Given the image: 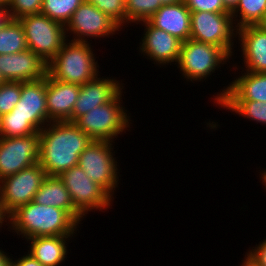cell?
I'll return each mask as SVG.
<instances>
[{"mask_svg":"<svg viewBox=\"0 0 266 266\" xmlns=\"http://www.w3.org/2000/svg\"><path fill=\"white\" fill-rule=\"evenodd\" d=\"M39 164L49 176L78 165L81 152L93 141L75 123L50 122L40 131Z\"/></svg>","mask_w":266,"mask_h":266,"instance_id":"obj_1","label":"cell"},{"mask_svg":"<svg viewBox=\"0 0 266 266\" xmlns=\"http://www.w3.org/2000/svg\"><path fill=\"white\" fill-rule=\"evenodd\" d=\"M5 225L26 240L35 237L73 236L79 227V223L66 210L34 201L12 212Z\"/></svg>","mask_w":266,"mask_h":266,"instance_id":"obj_2","label":"cell"},{"mask_svg":"<svg viewBox=\"0 0 266 266\" xmlns=\"http://www.w3.org/2000/svg\"><path fill=\"white\" fill-rule=\"evenodd\" d=\"M91 46L90 42L67 39L47 64V74L55 80L79 85L93 80L100 71Z\"/></svg>","mask_w":266,"mask_h":266,"instance_id":"obj_3","label":"cell"},{"mask_svg":"<svg viewBox=\"0 0 266 266\" xmlns=\"http://www.w3.org/2000/svg\"><path fill=\"white\" fill-rule=\"evenodd\" d=\"M123 90L111 101L90 109L74 123L94 141H111L131 128L127 109L122 105ZM124 132V133H123Z\"/></svg>","mask_w":266,"mask_h":266,"instance_id":"obj_4","label":"cell"},{"mask_svg":"<svg viewBox=\"0 0 266 266\" xmlns=\"http://www.w3.org/2000/svg\"><path fill=\"white\" fill-rule=\"evenodd\" d=\"M232 58L223 48L193 39L182 42L177 67L186 81H203Z\"/></svg>","mask_w":266,"mask_h":266,"instance_id":"obj_5","label":"cell"},{"mask_svg":"<svg viewBox=\"0 0 266 266\" xmlns=\"http://www.w3.org/2000/svg\"><path fill=\"white\" fill-rule=\"evenodd\" d=\"M19 22L25 32L28 49L36 53L47 64L55 57L65 41V25L52 20L44 14L21 17Z\"/></svg>","mask_w":266,"mask_h":266,"instance_id":"obj_6","label":"cell"},{"mask_svg":"<svg viewBox=\"0 0 266 266\" xmlns=\"http://www.w3.org/2000/svg\"><path fill=\"white\" fill-rule=\"evenodd\" d=\"M113 149L111 141L93 140L79 155L78 166L84 170L88 178L101 186L114 199L120 170Z\"/></svg>","mask_w":266,"mask_h":266,"instance_id":"obj_7","label":"cell"},{"mask_svg":"<svg viewBox=\"0 0 266 266\" xmlns=\"http://www.w3.org/2000/svg\"><path fill=\"white\" fill-rule=\"evenodd\" d=\"M69 191L74 208L85 218L93 210L103 211L111 208L113 198L97 183L87 177L78 165L59 175Z\"/></svg>","mask_w":266,"mask_h":266,"instance_id":"obj_8","label":"cell"},{"mask_svg":"<svg viewBox=\"0 0 266 266\" xmlns=\"http://www.w3.org/2000/svg\"><path fill=\"white\" fill-rule=\"evenodd\" d=\"M190 38L223 48L231 57L235 54L237 28L231 13L191 12Z\"/></svg>","mask_w":266,"mask_h":266,"instance_id":"obj_9","label":"cell"},{"mask_svg":"<svg viewBox=\"0 0 266 266\" xmlns=\"http://www.w3.org/2000/svg\"><path fill=\"white\" fill-rule=\"evenodd\" d=\"M47 174L38 163L0 180V200L9 216L20 206L33 201Z\"/></svg>","mask_w":266,"mask_h":266,"instance_id":"obj_10","label":"cell"},{"mask_svg":"<svg viewBox=\"0 0 266 266\" xmlns=\"http://www.w3.org/2000/svg\"><path fill=\"white\" fill-rule=\"evenodd\" d=\"M65 29L66 35L73 36L72 41L88 42L89 38H109L122 28L96 6L84 1L73 13Z\"/></svg>","mask_w":266,"mask_h":266,"instance_id":"obj_11","label":"cell"},{"mask_svg":"<svg viewBox=\"0 0 266 266\" xmlns=\"http://www.w3.org/2000/svg\"><path fill=\"white\" fill-rule=\"evenodd\" d=\"M39 132L27 136L0 137V180L39 161Z\"/></svg>","mask_w":266,"mask_h":266,"instance_id":"obj_12","label":"cell"},{"mask_svg":"<svg viewBox=\"0 0 266 266\" xmlns=\"http://www.w3.org/2000/svg\"><path fill=\"white\" fill-rule=\"evenodd\" d=\"M144 26L143 38L139 44V52L146 55L147 59L153 61L156 66L161 65L166 67L172 62H177L180 57L182 41L165 32L152 26L148 21L140 22ZM149 57V58H148Z\"/></svg>","mask_w":266,"mask_h":266,"instance_id":"obj_13","label":"cell"},{"mask_svg":"<svg viewBox=\"0 0 266 266\" xmlns=\"http://www.w3.org/2000/svg\"><path fill=\"white\" fill-rule=\"evenodd\" d=\"M12 116L28 118V121L40 131L51 121L48 119L46 104V77L21 82V98L12 109Z\"/></svg>","mask_w":266,"mask_h":266,"instance_id":"obj_14","label":"cell"},{"mask_svg":"<svg viewBox=\"0 0 266 266\" xmlns=\"http://www.w3.org/2000/svg\"><path fill=\"white\" fill-rule=\"evenodd\" d=\"M0 74L5 81H36L46 77L47 63L30 49L13 54H1Z\"/></svg>","mask_w":266,"mask_h":266,"instance_id":"obj_15","label":"cell"},{"mask_svg":"<svg viewBox=\"0 0 266 266\" xmlns=\"http://www.w3.org/2000/svg\"><path fill=\"white\" fill-rule=\"evenodd\" d=\"M100 77L99 75L93 80L80 85L79 96L71 115V123H74L90 109L113 100L122 89L124 90V83L117 81L116 78L106 77V79L103 76Z\"/></svg>","mask_w":266,"mask_h":266,"instance_id":"obj_16","label":"cell"},{"mask_svg":"<svg viewBox=\"0 0 266 266\" xmlns=\"http://www.w3.org/2000/svg\"><path fill=\"white\" fill-rule=\"evenodd\" d=\"M80 92V85L62 82L46 75V104L51 122H71L73 108Z\"/></svg>","mask_w":266,"mask_h":266,"instance_id":"obj_17","label":"cell"},{"mask_svg":"<svg viewBox=\"0 0 266 266\" xmlns=\"http://www.w3.org/2000/svg\"><path fill=\"white\" fill-rule=\"evenodd\" d=\"M237 37L242 52L241 60L246 67L244 70L254 73L266 72V31L257 25L244 26L237 29Z\"/></svg>","mask_w":266,"mask_h":266,"instance_id":"obj_18","label":"cell"},{"mask_svg":"<svg viewBox=\"0 0 266 266\" xmlns=\"http://www.w3.org/2000/svg\"><path fill=\"white\" fill-rule=\"evenodd\" d=\"M241 71L242 76L234 78L222 92L214 96V103L220 100H251L266 103V72Z\"/></svg>","mask_w":266,"mask_h":266,"instance_id":"obj_19","label":"cell"},{"mask_svg":"<svg viewBox=\"0 0 266 266\" xmlns=\"http://www.w3.org/2000/svg\"><path fill=\"white\" fill-rule=\"evenodd\" d=\"M147 21L182 42L190 39L191 11L184 1L161 6Z\"/></svg>","mask_w":266,"mask_h":266,"instance_id":"obj_20","label":"cell"},{"mask_svg":"<svg viewBox=\"0 0 266 266\" xmlns=\"http://www.w3.org/2000/svg\"><path fill=\"white\" fill-rule=\"evenodd\" d=\"M35 203L66 210L79 224L84 217L74 208L69 191L59 176L47 175L36 192Z\"/></svg>","mask_w":266,"mask_h":266,"instance_id":"obj_21","label":"cell"},{"mask_svg":"<svg viewBox=\"0 0 266 266\" xmlns=\"http://www.w3.org/2000/svg\"><path fill=\"white\" fill-rule=\"evenodd\" d=\"M73 236H49L28 238L30 246L27 250L43 266H59L67 259L66 241ZM67 239V240H66ZM66 258V259H65Z\"/></svg>","mask_w":266,"mask_h":266,"instance_id":"obj_22","label":"cell"},{"mask_svg":"<svg viewBox=\"0 0 266 266\" xmlns=\"http://www.w3.org/2000/svg\"><path fill=\"white\" fill-rule=\"evenodd\" d=\"M28 49L25 32L19 20L11 19L0 30V55L13 54Z\"/></svg>","mask_w":266,"mask_h":266,"instance_id":"obj_23","label":"cell"},{"mask_svg":"<svg viewBox=\"0 0 266 266\" xmlns=\"http://www.w3.org/2000/svg\"><path fill=\"white\" fill-rule=\"evenodd\" d=\"M265 12L266 0H240L231 15L235 27L239 29L244 26L257 25Z\"/></svg>","mask_w":266,"mask_h":266,"instance_id":"obj_24","label":"cell"},{"mask_svg":"<svg viewBox=\"0 0 266 266\" xmlns=\"http://www.w3.org/2000/svg\"><path fill=\"white\" fill-rule=\"evenodd\" d=\"M217 105L256 123L266 124V103L251 100H220Z\"/></svg>","mask_w":266,"mask_h":266,"instance_id":"obj_25","label":"cell"},{"mask_svg":"<svg viewBox=\"0 0 266 266\" xmlns=\"http://www.w3.org/2000/svg\"><path fill=\"white\" fill-rule=\"evenodd\" d=\"M85 0H42L41 14L66 26Z\"/></svg>","mask_w":266,"mask_h":266,"instance_id":"obj_26","label":"cell"},{"mask_svg":"<svg viewBox=\"0 0 266 266\" xmlns=\"http://www.w3.org/2000/svg\"><path fill=\"white\" fill-rule=\"evenodd\" d=\"M39 132L28 118L12 116V112L0 117V137L27 136Z\"/></svg>","mask_w":266,"mask_h":266,"instance_id":"obj_27","label":"cell"},{"mask_svg":"<svg viewBox=\"0 0 266 266\" xmlns=\"http://www.w3.org/2000/svg\"><path fill=\"white\" fill-rule=\"evenodd\" d=\"M126 24L147 21L161 6L159 0H125Z\"/></svg>","mask_w":266,"mask_h":266,"instance_id":"obj_28","label":"cell"},{"mask_svg":"<svg viewBox=\"0 0 266 266\" xmlns=\"http://www.w3.org/2000/svg\"><path fill=\"white\" fill-rule=\"evenodd\" d=\"M114 20L121 28L126 25L125 0H85Z\"/></svg>","mask_w":266,"mask_h":266,"instance_id":"obj_29","label":"cell"},{"mask_svg":"<svg viewBox=\"0 0 266 266\" xmlns=\"http://www.w3.org/2000/svg\"><path fill=\"white\" fill-rule=\"evenodd\" d=\"M21 98V82L5 81L0 85V117L10 113Z\"/></svg>","mask_w":266,"mask_h":266,"instance_id":"obj_30","label":"cell"},{"mask_svg":"<svg viewBox=\"0 0 266 266\" xmlns=\"http://www.w3.org/2000/svg\"><path fill=\"white\" fill-rule=\"evenodd\" d=\"M10 16L13 20L41 13L42 0H7Z\"/></svg>","mask_w":266,"mask_h":266,"instance_id":"obj_31","label":"cell"},{"mask_svg":"<svg viewBox=\"0 0 266 266\" xmlns=\"http://www.w3.org/2000/svg\"><path fill=\"white\" fill-rule=\"evenodd\" d=\"M184 2L191 12L230 13L225 9L222 0H184Z\"/></svg>","mask_w":266,"mask_h":266,"instance_id":"obj_32","label":"cell"},{"mask_svg":"<svg viewBox=\"0 0 266 266\" xmlns=\"http://www.w3.org/2000/svg\"><path fill=\"white\" fill-rule=\"evenodd\" d=\"M247 253L260 265L266 266V239L259 242L255 247H252V250L249 249Z\"/></svg>","mask_w":266,"mask_h":266,"instance_id":"obj_33","label":"cell"},{"mask_svg":"<svg viewBox=\"0 0 266 266\" xmlns=\"http://www.w3.org/2000/svg\"><path fill=\"white\" fill-rule=\"evenodd\" d=\"M10 266H43L29 252L20 258L13 260L11 258Z\"/></svg>","mask_w":266,"mask_h":266,"instance_id":"obj_34","label":"cell"},{"mask_svg":"<svg viewBox=\"0 0 266 266\" xmlns=\"http://www.w3.org/2000/svg\"><path fill=\"white\" fill-rule=\"evenodd\" d=\"M6 2H0V30L11 20Z\"/></svg>","mask_w":266,"mask_h":266,"instance_id":"obj_35","label":"cell"},{"mask_svg":"<svg viewBox=\"0 0 266 266\" xmlns=\"http://www.w3.org/2000/svg\"><path fill=\"white\" fill-rule=\"evenodd\" d=\"M222 1L225 9L228 12L232 13L238 6L240 0H222Z\"/></svg>","mask_w":266,"mask_h":266,"instance_id":"obj_36","label":"cell"},{"mask_svg":"<svg viewBox=\"0 0 266 266\" xmlns=\"http://www.w3.org/2000/svg\"><path fill=\"white\" fill-rule=\"evenodd\" d=\"M244 260L241 262V266H262L260 265L256 260H254L247 252L246 255H244Z\"/></svg>","mask_w":266,"mask_h":266,"instance_id":"obj_37","label":"cell"},{"mask_svg":"<svg viewBox=\"0 0 266 266\" xmlns=\"http://www.w3.org/2000/svg\"><path fill=\"white\" fill-rule=\"evenodd\" d=\"M10 262V256L3 249H0V266H10Z\"/></svg>","mask_w":266,"mask_h":266,"instance_id":"obj_38","label":"cell"},{"mask_svg":"<svg viewBox=\"0 0 266 266\" xmlns=\"http://www.w3.org/2000/svg\"><path fill=\"white\" fill-rule=\"evenodd\" d=\"M8 219V215L4 212L3 207H2V203L0 200V228H2L1 226L3 225L4 222L7 223Z\"/></svg>","mask_w":266,"mask_h":266,"instance_id":"obj_39","label":"cell"},{"mask_svg":"<svg viewBox=\"0 0 266 266\" xmlns=\"http://www.w3.org/2000/svg\"><path fill=\"white\" fill-rule=\"evenodd\" d=\"M159 1L161 2L162 6H165V5L180 3L183 2L184 0H159Z\"/></svg>","mask_w":266,"mask_h":266,"instance_id":"obj_40","label":"cell"},{"mask_svg":"<svg viewBox=\"0 0 266 266\" xmlns=\"http://www.w3.org/2000/svg\"><path fill=\"white\" fill-rule=\"evenodd\" d=\"M257 26L266 31V12L264 13L262 20L257 24Z\"/></svg>","mask_w":266,"mask_h":266,"instance_id":"obj_41","label":"cell"},{"mask_svg":"<svg viewBox=\"0 0 266 266\" xmlns=\"http://www.w3.org/2000/svg\"><path fill=\"white\" fill-rule=\"evenodd\" d=\"M262 171H260V174H259V175H261L260 181L262 180V184L265 186V189H266V169L265 170H262Z\"/></svg>","mask_w":266,"mask_h":266,"instance_id":"obj_42","label":"cell"},{"mask_svg":"<svg viewBox=\"0 0 266 266\" xmlns=\"http://www.w3.org/2000/svg\"><path fill=\"white\" fill-rule=\"evenodd\" d=\"M5 82V80L3 79V77L1 76V74H0V85L2 84V83H4Z\"/></svg>","mask_w":266,"mask_h":266,"instance_id":"obj_43","label":"cell"}]
</instances>
